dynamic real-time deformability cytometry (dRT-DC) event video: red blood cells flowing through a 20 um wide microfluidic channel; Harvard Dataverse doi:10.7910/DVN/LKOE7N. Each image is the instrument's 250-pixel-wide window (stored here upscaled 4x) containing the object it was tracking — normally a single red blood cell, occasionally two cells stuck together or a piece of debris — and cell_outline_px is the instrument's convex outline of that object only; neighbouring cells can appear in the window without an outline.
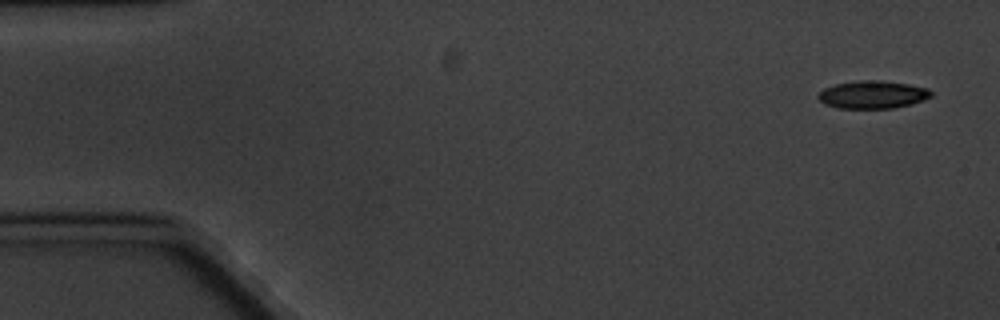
{"species": "common noctule bat (a hibernating species)", "species_latin": "Nyctalus noctula", "temperature_condition": "cold", "stored_images_in_passage": 5, "camera_frame_rate_fps": 3000, "um_per_image_px": 0.085, "animal": {"sex": "male", "body_mass_g": 20.1, "forearm_length_mm": 53.5}, "frame": {"image": 1, "passage_image": 1, "time_ms": 0.0, "image_size_px": [1000, 320], "cell_outline_px": [[932, 96], [924, 100], [912, 104], [892, 108], [840, 108], [824, 104], [816, 96], [824, 88], [836, 84], [860, 80], [880, 80], [908, 84], [928, 88], [932, 92]], "centroid_in_image_um": [74.19, 8.04], "position_along_channel_um": 10.8, "area_um2": 18.26}}
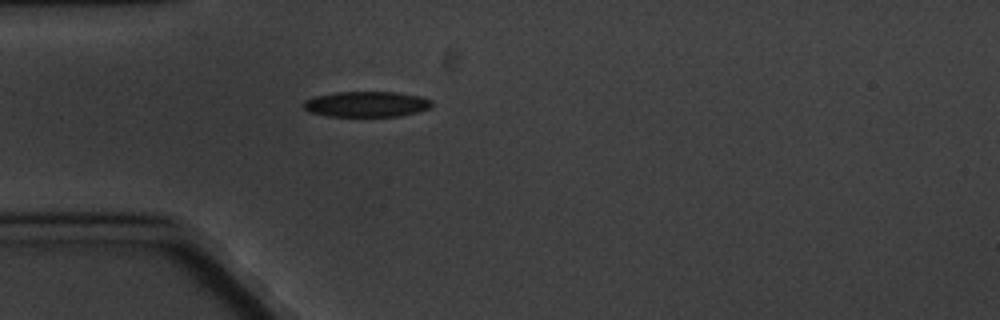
{"frame": {"image": 2, "passage_image": 5, "time_ms": 4.667, "image_size_px": [1000, 320], "cell_outline_px": [[432, 104], [428, 108], [416, 112], [400, 116], [328, 116], [308, 112], [300, 104], [304, 100], [316, 96], [336, 92], [396, 92], [420, 96], [432, 100]], "centroid_in_image_um": [31.1, 8.85], "position_along_channel_um": 53.9, "area_um2": 19.13}}